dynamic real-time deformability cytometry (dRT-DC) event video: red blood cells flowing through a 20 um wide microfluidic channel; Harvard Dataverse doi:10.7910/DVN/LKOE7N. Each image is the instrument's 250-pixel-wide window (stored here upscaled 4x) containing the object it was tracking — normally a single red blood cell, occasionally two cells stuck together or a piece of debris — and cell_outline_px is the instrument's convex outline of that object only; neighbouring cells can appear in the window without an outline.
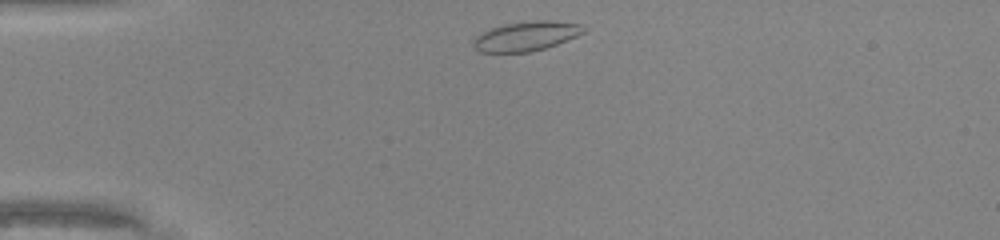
{"species": "common noctule bat (a hibernating species)", "species_latin": "Nyctalus noctula", "temperature_condition": "warm", "stored_images_in_passage": 30, "camera_frame_rate_fps": 3000, "um_per_image_px": 0.085, "animal": {"sex": "male", "body_mass_g": 20.0, "forearm_length_mm": 53.3}, "frame": {"image": 1, "passage_image": 1, "time_ms": 0.0, "image_size_px": [1000, 240], "cell_outline_px": [[588, 28], [584, 32], [576, 36], [556, 44], [544, 48], [528, 52], [480, 52], [472, 44], [472, 40], [476, 36], [492, 28], [504, 24], [536, 20], [548, 20], [584, 24]], "centroid_in_image_um": [44.75, 3.06], "position_along_channel_um": 40.2, "area_um2": 18.84}}
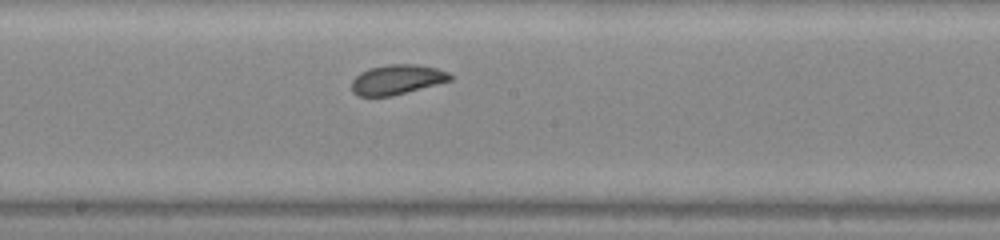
{"frame": {"image": 2, "passage_image": 16, "time_ms": 5.0, "image_size_px": [1000, 240], "cell_outline_px": [[452, 80], [392, 96], [356, 96], [352, 92], [352, 80], [360, 72], [368, 68], [388, 64], [416, 64], [436, 68], [448, 72], [452, 76]], "centroid_in_image_um": [33.72, 6.76], "position_along_channel_um": 214.5, "area_um2": 17.17}}
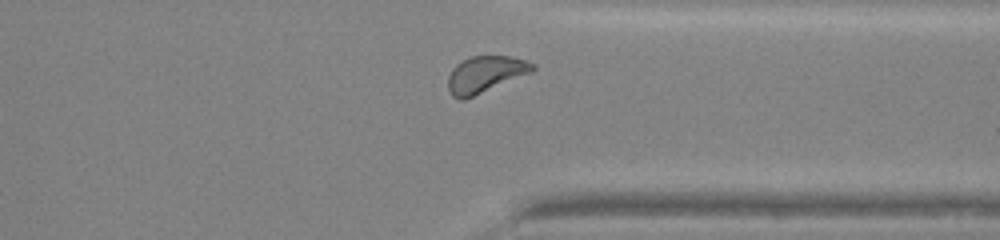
{"frame": {"image": 3, "passage_image": 27, "time_ms": 8.667, "image_size_px": [1000, 240], "cell_outline_px": [[536, 68], [532, 72], [464, 100], [460, 100], [452, 96], [448, 88], [448, 76], [452, 68], [456, 64], [472, 56], [512, 56], [536, 64]], "centroid_in_image_um": [41.24, 6.32], "position_along_channel_um": 370.2, "area_um2": 17.98}}